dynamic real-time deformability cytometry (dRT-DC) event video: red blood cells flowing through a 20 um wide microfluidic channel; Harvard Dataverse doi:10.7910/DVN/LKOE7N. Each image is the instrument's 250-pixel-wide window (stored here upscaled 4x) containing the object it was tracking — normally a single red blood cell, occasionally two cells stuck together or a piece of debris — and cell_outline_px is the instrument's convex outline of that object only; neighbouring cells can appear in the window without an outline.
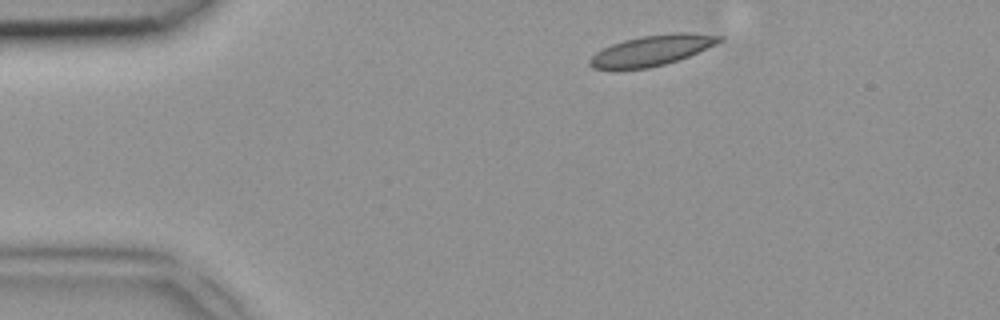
{"species": "common noctule bat (a hibernating species)", "species_latin": "Nyctalus noctula", "temperature_condition": "room temperature", "stored_images_in_passage": 3, "camera_frame_rate_fps": 3000, "um_per_image_px": 0.085, "animal": {"sex": "female", "body_mass_g": 18.4}, "frame": {"image": 1, "passage_image": 1, "time_ms": 0.0, "image_size_px": [1000, 320], "cell_outline_px": [[724, 40], [716, 44], [688, 56], [664, 64], [648, 68], [592, 68], [588, 64], [588, 60], [596, 52], [612, 44], [624, 40], [640, 36], [676, 32], [688, 32], [724, 36]], "centroid_in_image_um": [55.44, 4.26], "position_along_channel_um": 29.6, "area_um2": 22.72}}
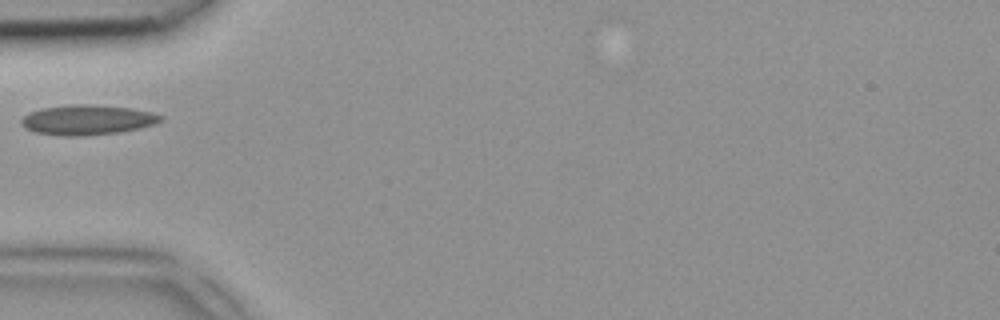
{"frame": {"image": 2, "passage_image": 3, "time_ms": 0.667, "image_size_px": [1000, 320], "cell_outline_px": [[164, 120], [156, 124], [140, 128], [120, 132], [80, 136], [64, 136], [36, 132], [24, 128], [20, 124], [20, 120], [28, 112], [44, 108], [72, 104], [92, 104], [132, 108], [152, 112], [164, 116]], "centroid_in_image_um": [7.45, 10.18], "position_along_channel_um": 77.5, "area_um2": 24.57}}